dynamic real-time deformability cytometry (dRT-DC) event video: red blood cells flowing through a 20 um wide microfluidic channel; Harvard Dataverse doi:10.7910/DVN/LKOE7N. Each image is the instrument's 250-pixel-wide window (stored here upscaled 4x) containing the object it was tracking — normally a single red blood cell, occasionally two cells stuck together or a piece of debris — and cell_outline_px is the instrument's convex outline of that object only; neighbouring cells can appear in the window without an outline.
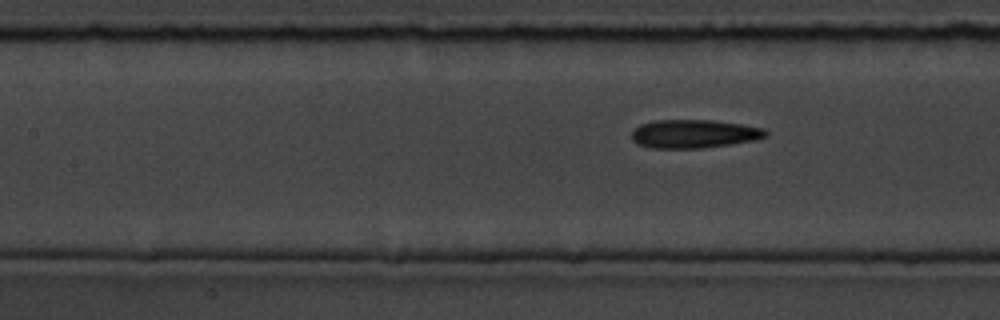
{"species": "common noctule bat (a hibernating species)", "species_latin": "Nyctalus noctula", "temperature_condition": "room temperature", "stored_images_in_passage": 5, "segment_of_instrument_passage": [2, 2], "camera_frame_rate_fps": 3000, "um_per_image_px": 0.085, "animal": {"sex": "male", "body_mass_g": 19.5, "forearm_length_mm": 54.6}, "frame": {"image": 1, "passage_image": 5, "time_ms": 4.667, "image_size_px": [1000, 320], "cell_outline_px": [[768, 136], [756, 140], [700, 148], [652, 148], [636, 144], [632, 140], [632, 132], [640, 124], [656, 120], [712, 120], [740, 124], [764, 128], [768, 132]], "centroid_in_image_um": [58.99, 11.37], "position_along_channel_um": 148.4, "area_um2": 22.2}}